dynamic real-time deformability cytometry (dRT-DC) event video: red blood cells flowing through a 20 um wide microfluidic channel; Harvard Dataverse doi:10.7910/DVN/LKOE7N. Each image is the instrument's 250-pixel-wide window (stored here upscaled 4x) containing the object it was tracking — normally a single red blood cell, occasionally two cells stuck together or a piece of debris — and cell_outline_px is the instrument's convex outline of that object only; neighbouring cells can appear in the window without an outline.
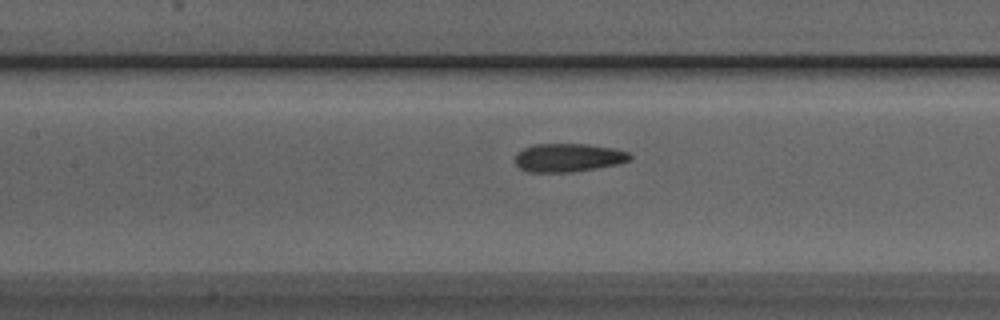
{"species": "Egyptian fruit bat (a non-hibernating species)", "species_latin": "Rousettus aegyptiacus", "temperature_condition": "room temperature", "stored_images_in_passage": 37, "camera_frame_rate_fps": 3000, "um_per_image_px": 0.085, "animal": {"sex": "male"}, "frame": {"image": 1, "passage_image": 18, "time_ms": 5.667, "image_size_px": [1000, 320], "cell_outline_px": [[632, 160], [616, 164], [596, 168], [572, 172], [528, 172], [520, 168], [516, 164], [516, 152], [532, 144], [588, 144], [612, 148], [628, 152], [632, 156]], "centroid_in_image_um": [48.29, 13.4], "position_along_channel_um": 159.1, "area_um2": 19.02}}
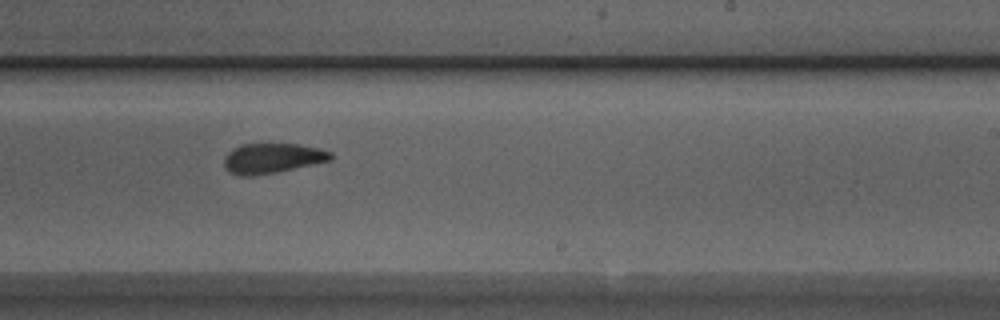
{"frame": {"image": 2, "passage_image": 26, "time_ms": 8.333, "image_size_px": [1000, 320], "cell_outline_px": [[332, 160], [276, 172], [252, 176], [240, 176], [228, 172], [224, 168], [224, 156], [232, 148], [240, 144], [296, 144], [320, 148], [332, 152]], "centroid_in_image_um": [23.11, 13.45], "position_along_channel_um": 265.9, "area_um2": 18.79}}
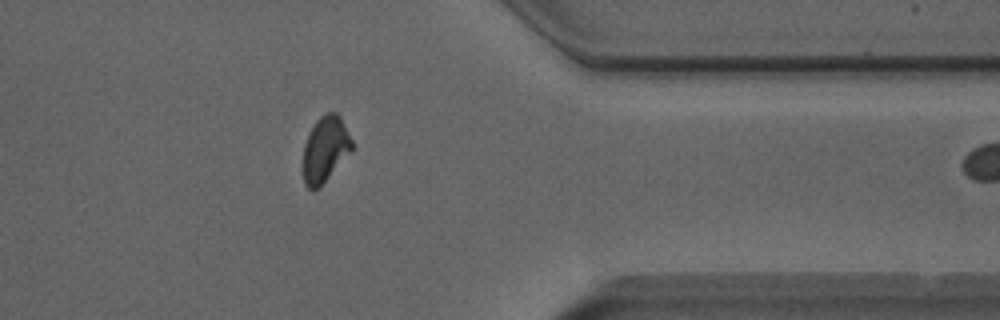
{"frame": {"image": 3, "passage_image": 36, "time_ms": 11.667, "image_size_px": [1000, 320], "cell_outline_px": [[352, 152], [320, 188], [312, 192], [304, 184], [304, 144], [316, 120], [324, 112], [336, 112], [340, 116], [352, 140]], "centroid_in_image_um": [27.66, 12.72], "position_along_channel_um": 383.7, "area_um2": 18.9}}